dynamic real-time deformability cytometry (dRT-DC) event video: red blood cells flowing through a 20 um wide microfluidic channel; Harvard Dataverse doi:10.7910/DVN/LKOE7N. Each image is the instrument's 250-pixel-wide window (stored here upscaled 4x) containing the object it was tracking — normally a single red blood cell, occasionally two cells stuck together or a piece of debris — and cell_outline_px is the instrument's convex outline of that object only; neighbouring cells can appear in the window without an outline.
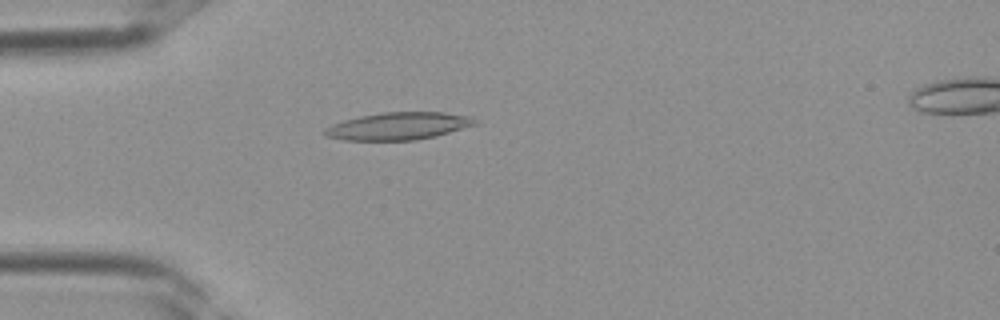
{"species": "Egyptian fruit bat (a non-hibernating species)", "species_latin": "Rousettus aegyptiacus", "temperature_condition": "room temperature", "stored_images_in_passage": 33, "camera_frame_rate_fps": 3000, "um_per_image_px": 0.085, "frame": {"image": 1, "passage_image": 7, "time_ms": 2.0, "image_size_px": [1000, 320], "cell_outline_px": [[480, 120], [476, 124], [436, 136], [416, 140], [344, 140], [324, 136], [324, 128], [332, 124], [344, 120], [360, 116], [384, 112], [444, 112], [472, 116]], "centroid_in_image_um": [33.88, 10.71], "position_along_channel_um": 51.1, "area_um2": 24.1}}
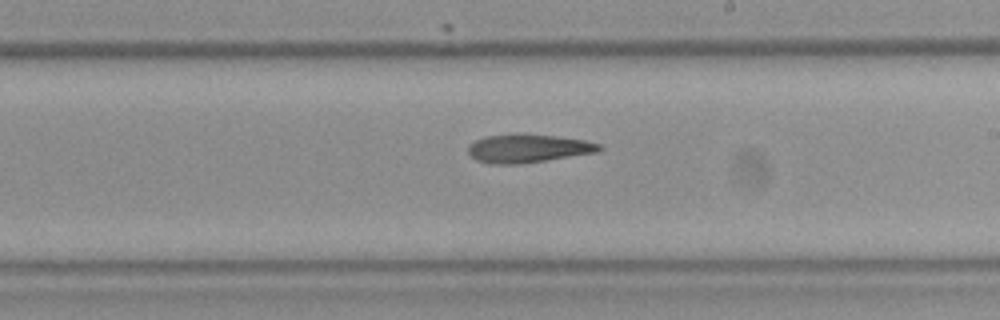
{"frame": {"image": 2, "passage_image": 18, "time_ms": 5.667, "image_size_px": [1000, 320], "cell_outline_px": [[604, 148], [596, 152], [520, 164], [488, 164], [476, 160], [468, 152], [468, 144], [484, 136], [516, 132], [556, 136], [584, 140], [600, 144]], "centroid_in_image_um": [44.83, 12.59], "position_along_channel_um": 244.2, "area_um2": 21.96}}
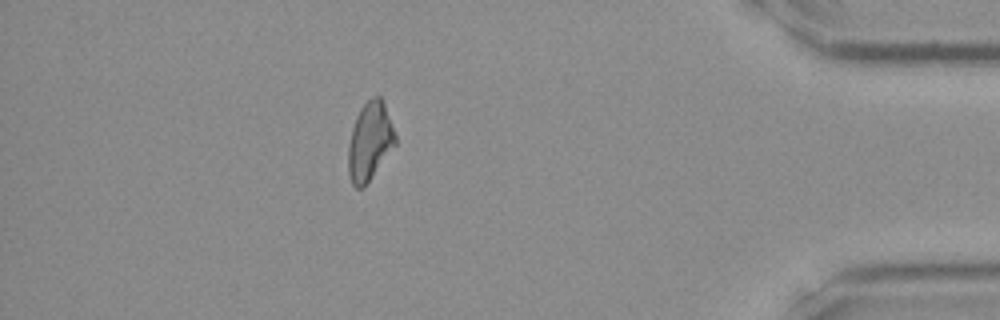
{"frame": {"image": 3, "passage_image": 29, "time_ms": 9.333, "image_size_px": [1000, 320], "cell_outline_px": [[396, 144], [364, 188], [356, 188], [352, 184], [348, 172], [348, 144], [352, 128], [356, 116], [360, 108], [372, 96], [380, 96], [384, 104], [396, 136]], "centroid_in_image_um": [31.41, 12.04], "position_along_channel_um": 403.8, "area_um2": 21.39}}